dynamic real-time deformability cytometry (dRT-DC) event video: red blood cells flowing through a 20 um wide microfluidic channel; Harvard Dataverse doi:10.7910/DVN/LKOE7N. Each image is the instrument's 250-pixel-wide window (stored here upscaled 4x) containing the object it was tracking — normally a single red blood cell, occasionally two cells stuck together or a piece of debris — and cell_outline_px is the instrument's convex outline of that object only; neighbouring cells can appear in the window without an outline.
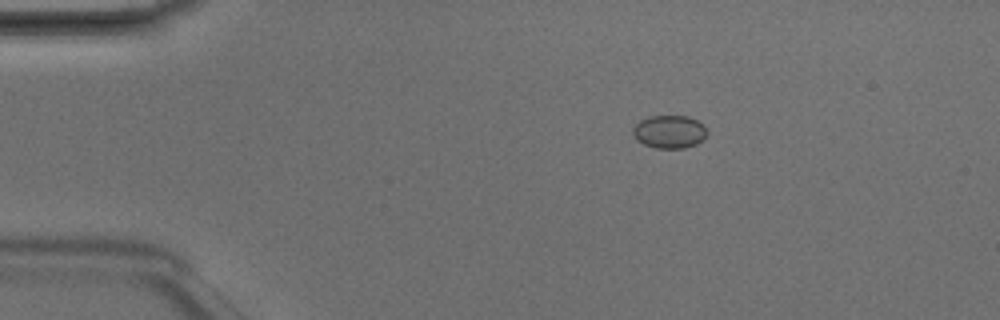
{"species": "Egyptian fruit bat (a non-hibernating species)", "species_latin": "Rousettus aegyptiacus", "temperature_condition": "room temperature", "stored_images_in_passage": 4, "camera_frame_rate_fps": 3000, "um_per_image_px": 0.085, "animal": {"sex": "male"}, "frame": {"image": 1, "passage_image": 2, "time_ms": 0.333, "image_size_px": [1000, 320], "cell_outline_px": [[708, 132], [696, 144], [684, 148], [656, 148], [644, 144], [636, 140], [632, 132], [632, 128], [640, 120], [648, 116], [688, 116], [704, 124]], "centroid_in_image_um": [56.88, 11.19], "position_along_channel_um": 28.1, "area_um2": 14.28}}
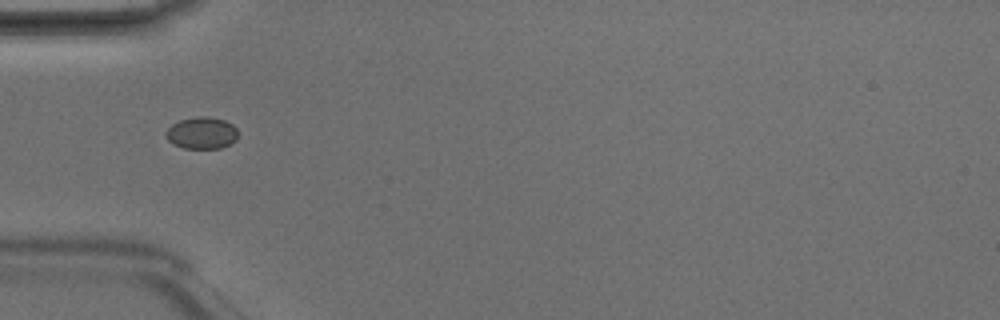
{"frame": {"image": 2, "passage_image": 4, "time_ms": 1.0, "image_size_px": [1000, 320], "cell_outline_px": [[236, 140], [220, 148], [184, 148], [172, 144], [168, 140], [164, 132], [172, 124], [180, 120], [196, 116], [204, 116], [224, 120], [232, 124], [236, 128]], "centroid_in_image_um": [17.11, 11.3], "position_along_channel_um": 67.9, "area_um2": 13.29}}